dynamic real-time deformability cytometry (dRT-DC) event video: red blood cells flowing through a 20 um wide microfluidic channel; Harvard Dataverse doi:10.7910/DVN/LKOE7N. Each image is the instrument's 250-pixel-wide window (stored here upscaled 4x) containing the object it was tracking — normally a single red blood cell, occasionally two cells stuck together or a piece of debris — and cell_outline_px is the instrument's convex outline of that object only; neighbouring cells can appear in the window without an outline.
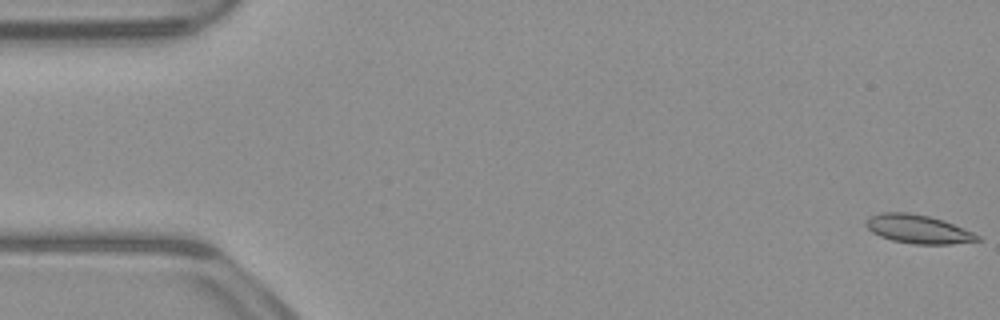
{"species": "common noctule bat (a hibernating species)", "species_latin": "Nyctalus noctula", "temperature_condition": "warm", "stored_images_in_passage": 53, "camera_frame_rate_fps": 3000, "um_per_image_px": 0.085, "animal": {"sex": "male", "body_mass_g": 23.1, "forearm_length_mm": 52.7}, "frame": {"image": 1, "passage_image": 1, "time_ms": 0.0, "image_size_px": [1000, 320], "cell_outline_px": [[984, 240], [948, 244], [912, 244], [892, 240], [880, 236], [872, 232], [864, 224], [864, 220], [868, 216], [880, 212], [908, 212], [928, 216], [944, 220], [972, 232], [980, 236]], "centroid_in_image_um": [78.0, 19.46], "position_along_channel_um": 7.0, "area_um2": 18.73}}
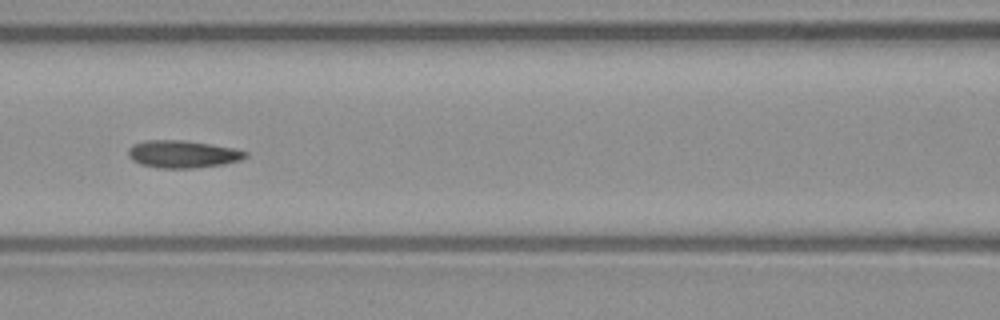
{"frame": {"image": 2, "passage_image": 23, "time_ms": 7.333, "image_size_px": [1000, 320], "cell_outline_px": [[248, 156], [240, 160], [224, 164], [192, 168], [160, 168], [140, 164], [132, 160], [128, 156], [128, 148], [132, 144], [144, 140], [184, 140], [236, 148], [248, 152]], "centroid_in_image_um": [15.52, 13.09], "position_along_channel_um": 151.1, "area_um2": 18.9}}
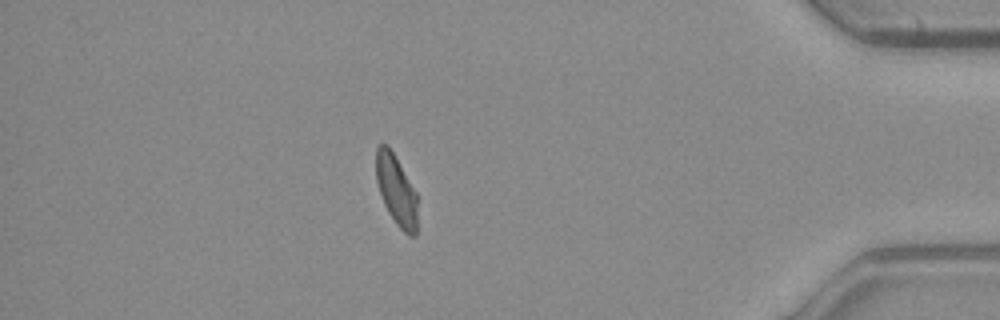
{"frame": {"image": 3, "passage_image": 46, "time_ms": 15.0, "image_size_px": [1000, 320], "cell_outline_px": [[416, 236], [408, 236], [396, 224], [388, 212], [384, 204], [376, 180], [376, 148], [380, 144], [388, 144], [416, 192]], "centroid_in_image_um": [33.67, 16.16], "position_along_channel_um": 401.5, "area_um2": 16.76}, "authors_computed_cell_mechanics": {"area_um2": 18.207, "velocity_mm_per_s": 3.9056, "shape_relaxation_time_tau1_ms": 5.0236, "shape_relaxation_time_tau2_ms": 1.7217, "deformation_change_tau1": 0.1235, "deformation_change_tau2": 0.0829}}